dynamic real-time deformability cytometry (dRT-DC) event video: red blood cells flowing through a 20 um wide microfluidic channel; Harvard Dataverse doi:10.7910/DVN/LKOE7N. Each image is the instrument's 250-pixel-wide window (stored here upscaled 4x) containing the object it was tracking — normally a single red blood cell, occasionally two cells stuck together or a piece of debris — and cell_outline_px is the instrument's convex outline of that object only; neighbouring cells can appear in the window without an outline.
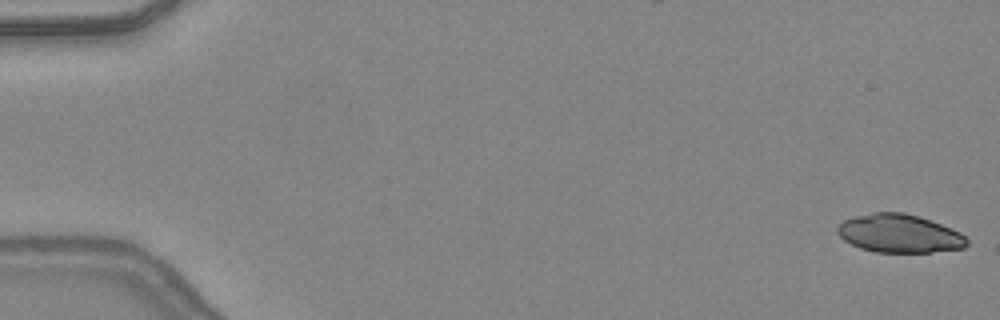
{"species": "common noctule bat (a hibernating species)", "species_latin": "Nyctalus noctula", "temperature_condition": "warm", "stored_images_in_passage": 11, "camera_frame_rate_fps": 3000, "um_per_image_px": 0.085, "animal": {"sex": "female", "body_mass_g": 24.6, "forearm_length_mm": 56.2}, "frame": {"image": 1, "passage_image": 1, "time_ms": 0.0, "image_size_px": [1000, 320], "cell_outline_px": [[968, 244], [964, 248], [932, 252], [876, 252], [860, 248], [844, 240], [836, 232], [836, 228], [844, 220], [856, 216], [876, 212], [904, 212], [952, 228], [960, 232], [968, 240]], "centroid_in_image_um": [76.44, 19.85], "position_along_channel_um": 8.6, "area_um2": 28.73}}